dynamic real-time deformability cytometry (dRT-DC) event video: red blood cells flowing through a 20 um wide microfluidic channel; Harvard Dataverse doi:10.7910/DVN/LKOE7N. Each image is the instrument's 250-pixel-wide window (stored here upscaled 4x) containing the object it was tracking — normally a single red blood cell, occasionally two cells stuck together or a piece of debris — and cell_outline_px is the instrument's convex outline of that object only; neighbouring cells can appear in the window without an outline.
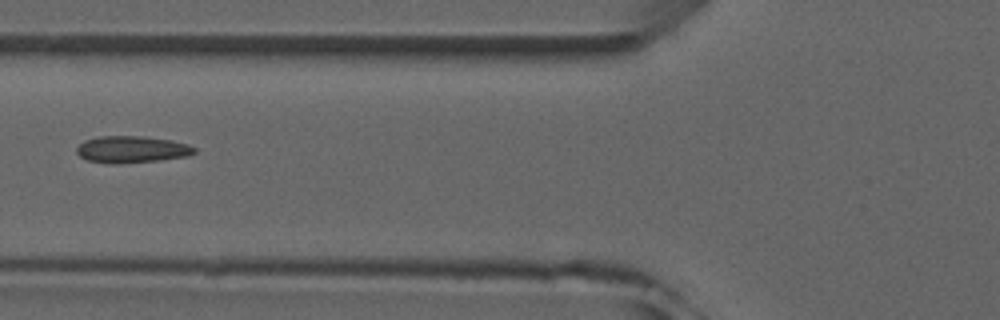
{"species": "common noctule bat (a hibernating species)", "species_latin": "Nyctalus noctula", "temperature_condition": "room temperature", "stored_images_in_passage": 7, "camera_frame_rate_fps": 3000, "um_per_image_px": 0.085, "animal": {"sex": "male", "forearm_length_mm": 52.5}, "frame": {"image": 1, "passage_image": 6, "time_ms": 5.667, "image_size_px": [1000, 320], "cell_outline_px": [[196, 152], [188, 156], [160, 160], [108, 164], [88, 160], [80, 156], [76, 152], [76, 148], [84, 140], [100, 136], [144, 136], [172, 140], [188, 144], [196, 148]], "centroid_in_image_um": [11.21, 12.69], "position_along_channel_um": 114.6, "area_um2": 18.44}}
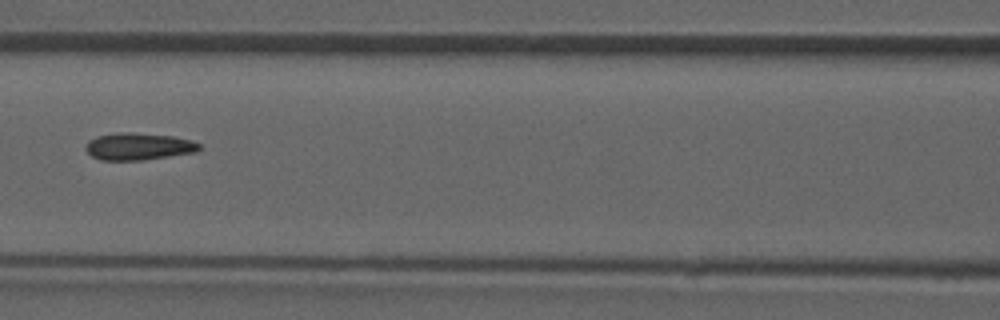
{"frame": {"image": 2, "passage_image": 7, "time_ms": 6.667, "image_size_px": [1000, 320], "cell_outline_px": [[200, 148], [196, 152], [140, 160], [100, 160], [92, 156], [84, 148], [88, 140], [96, 136], [120, 132], [132, 132], [172, 136], [192, 140], [200, 144]], "centroid_in_image_um": [11.74, 12.44], "position_along_channel_um": 154.9, "area_um2": 17.92}}